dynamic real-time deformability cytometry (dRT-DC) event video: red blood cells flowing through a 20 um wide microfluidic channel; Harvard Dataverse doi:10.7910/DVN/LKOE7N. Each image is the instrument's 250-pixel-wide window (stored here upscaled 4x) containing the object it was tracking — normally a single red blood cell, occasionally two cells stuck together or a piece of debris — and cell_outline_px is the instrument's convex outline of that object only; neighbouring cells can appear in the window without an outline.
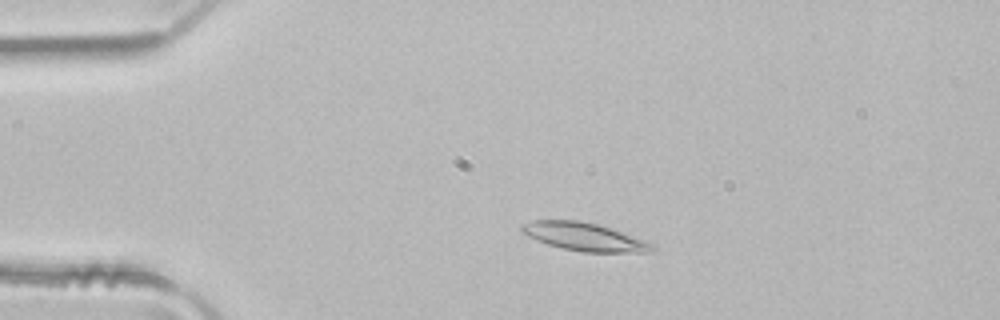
{"species": "common noctule bat (a hibernating species)", "species_latin": "Nyctalus noctula", "temperature_condition": "room temperature", "stored_images_in_passage": 3, "camera_frame_rate_fps": 3000, "um_per_image_px": 0.085, "animal": {"sex": "male", "body_mass_g": 21.5, "forearm_length_mm": 52.0}, "frame": {"image": 1, "passage_image": 2, "time_ms": 0.333, "image_size_px": [1000, 320], "cell_outline_px": [[656, 248], [648, 252], [584, 252], [564, 248], [548, 244], [536, 240], [520, 232], [520, 224], [532, 220], [580, 220], [596, 224], [656, 244]], "centroid_in_image_um": [49.62, 20.12], "position_along_channel_um": 35.4, "area_um2": 21.15}}